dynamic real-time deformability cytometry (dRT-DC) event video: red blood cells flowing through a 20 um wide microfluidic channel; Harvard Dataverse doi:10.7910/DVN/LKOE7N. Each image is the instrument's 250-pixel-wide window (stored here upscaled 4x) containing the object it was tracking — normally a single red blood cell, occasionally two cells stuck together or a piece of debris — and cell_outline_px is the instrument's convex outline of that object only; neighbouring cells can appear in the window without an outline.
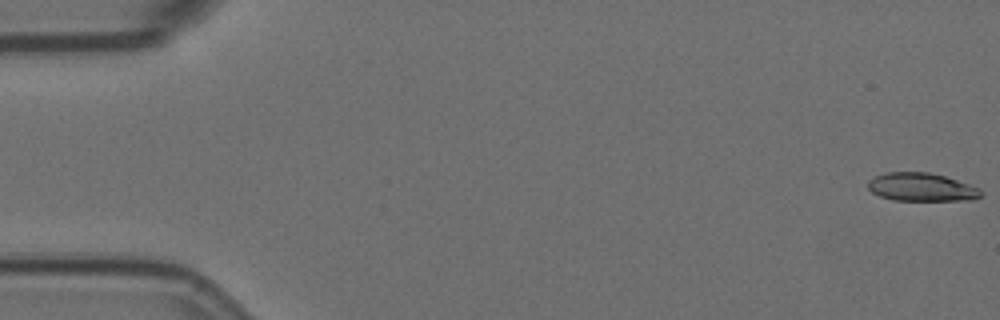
{"species": "Egyptian fruit bat (a non-hibernating species)", "species_latin": "Rousettus aegyptiacus", "temperature_condition": "room temperature", "stored_images_in_passage": 15, "camera_frame_rate_fps": 3000, "um_per_image_px": 0.085, "animal": {"sex": "female"}, "frame": {"image": 1, "passage_image": 1, "time_ms": 0.0, "image_size_px": [1000, 320], "cell_outline_px": [[984, 192], [976, 200], [892, 200], [880, 196], [872, 192], [868, 188], [868, 180], [884, 172], [928, 172], [944, 176], [980, 188]], "centroid_in_image_um": [78.33, 15.91], "position_along_channel_um": 6.7, "area_um2": 18.61}}
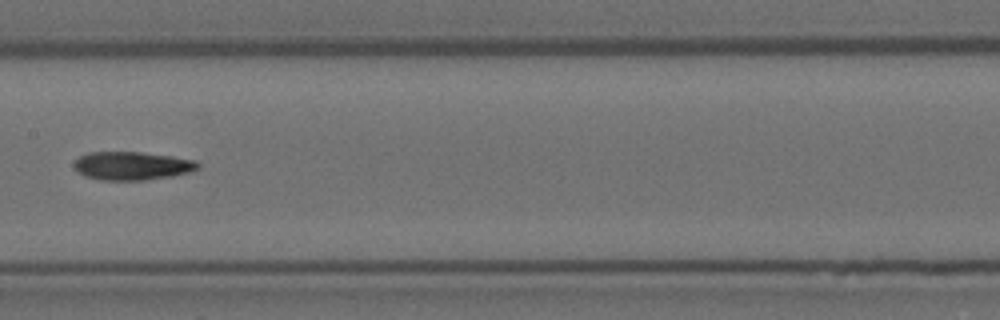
{"frame": {"image": 2, "passage_image": 8, "time_ms": 2.333, "image_size_px": [1000, 320], "cell_outline_px": [[200, 168], [192, 172], [172, 176], [144, 180], [100, 180], [84, 176], [76, 168], [76, 160], [80, 156], [88, 152], [140, 152], [196, 160], [200, 164]], "centroid_in_image_um": [11.28, 14.1], "position_along_channel_um": 196.1, "area_um2": 20.35}}
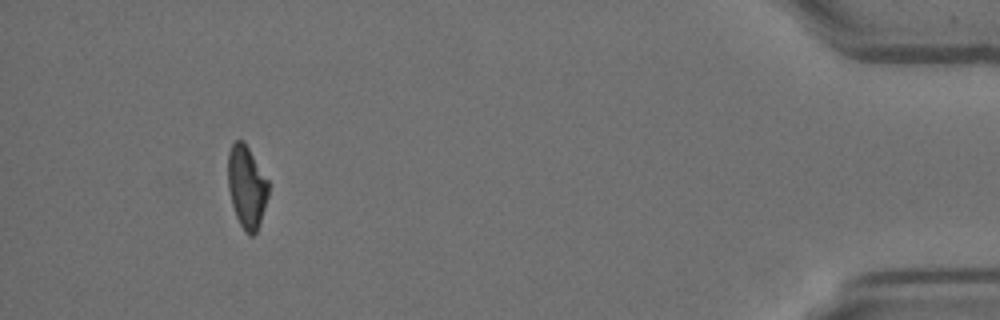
{"frame": {"image": 3, "passage_image": 14, "time_ms": 4.333, "image_size_px": [1000, 320], "cell_outline_px": [[268, 196], [260, 224], [256, 232], [252, 236], [248, 236], [244, 232], [236, 216], [232, 204], [228, 188], [228, 152], [232, 144], [236, 140], [244, 140], [268, 180]], "centroid_in_image_um": [20.96, 15.89], "position_along_channel_um": 414.2, "area_um2": 19.54}}